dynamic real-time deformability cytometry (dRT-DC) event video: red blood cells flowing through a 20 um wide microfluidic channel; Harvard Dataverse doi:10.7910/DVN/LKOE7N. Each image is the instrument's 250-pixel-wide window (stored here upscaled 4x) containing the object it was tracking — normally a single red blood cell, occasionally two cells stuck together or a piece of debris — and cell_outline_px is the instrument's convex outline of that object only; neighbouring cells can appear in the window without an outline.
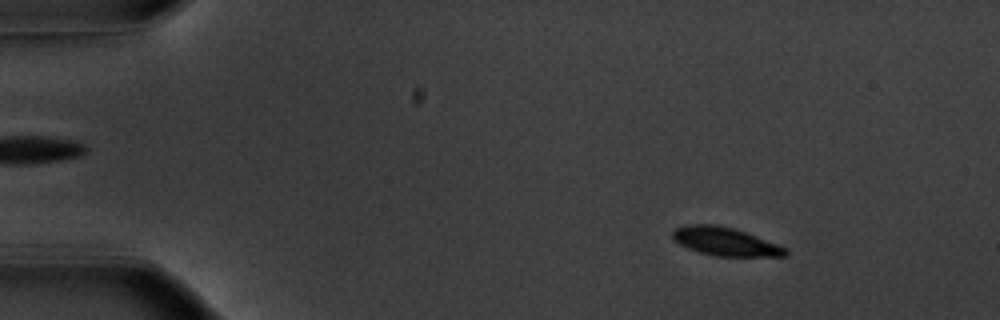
{"species": "common noctule bat (a hibernating species)", "species_latin": "Nyctalus noctula", "temperature_condition": "warm", "stored_images_in_passage": 30, "camera_frame_rate_fps": 3000, "um_per_image_px": 0.085, "animal": {"sex": "male", "body_mass_g": 20.1, "forearm_length_mm": 53.5}, "frame": {"image": 1, "passage_image": 7, "time_ms": 2.0, "image_size_px": [1000, 320], "cell_outline_px": [[788, 256], [716, 256], [700, 252], [688, 248], [680, 244], [672, 236], [672, 232], [676, 228], [688, 224], [716, 224], [732, 228], [744, 232], [788, 248]], "centroid_in_image_um": [61.66, 20.53], "position_along_channel_um": 23.3, "area_um2": 18.38}}
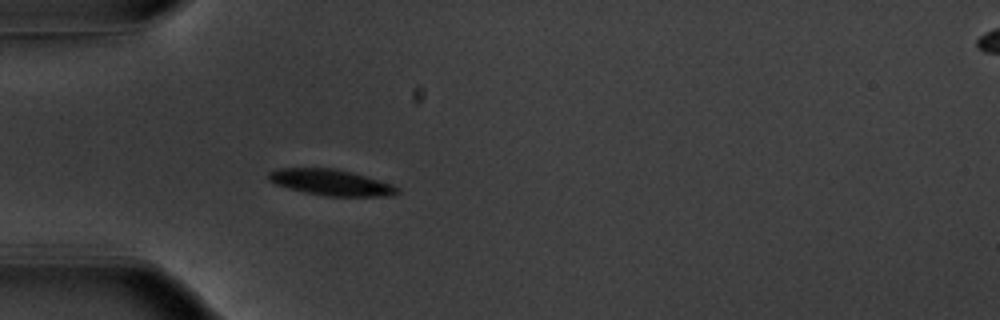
{"frame": {"image": 2, "passage_image": 16, "time_ms": 5.0, "image_size_px": [1000, 320], "cell_outline_px": [[400, 192], [392, 196], [328, 196], [304, 192], [288, 188], [276, 184], [268, 180], [268, 172], [276, 168], [336, 168], [352, 172], [392, 184], [400, 188]], "centroid_in_image_um": [28.14, 15.5], "position_along_channel_um": 56.9, "area_um2": 19.59}}